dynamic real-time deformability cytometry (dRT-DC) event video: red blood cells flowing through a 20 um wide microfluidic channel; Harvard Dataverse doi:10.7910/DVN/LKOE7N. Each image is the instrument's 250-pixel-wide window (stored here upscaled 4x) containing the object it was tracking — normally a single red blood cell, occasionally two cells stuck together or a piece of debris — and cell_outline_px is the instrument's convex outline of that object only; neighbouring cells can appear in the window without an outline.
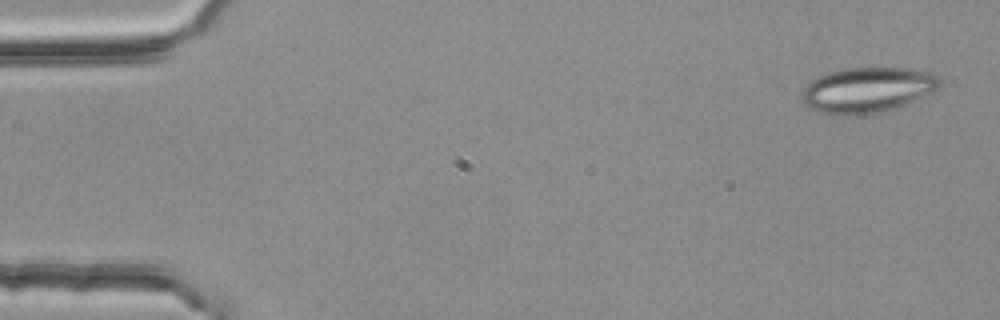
{"species": "common noctule bat (a hibernating species)", "species_latin": "Nyctalus noctula", "temperature_condition": "room temperature", "stored_images_in_passage": 4, "camera_frame_rate_fps": 3000, "um_per_image_px": 0.085, "animal": {"sex": "female", "body_mass_g": 25.1}, "frame": {"image": 1, "passage_image": 1, "time_ms": 0.0, "image_size_px": [1000, 320], "cell_outline_px": [[940, 88], [912, 100], [880, 112], [844, 116], [820, 112], [804, 104], [800, 100], [800, 92], [812, 80], [828, 72], [844, 68], [908, 68], [928, 72], [940, 76]], "centroid_in_image_um": [73.68, 7.63], "position_along_channel_um": 11.3, "area_um2": 36.07}}